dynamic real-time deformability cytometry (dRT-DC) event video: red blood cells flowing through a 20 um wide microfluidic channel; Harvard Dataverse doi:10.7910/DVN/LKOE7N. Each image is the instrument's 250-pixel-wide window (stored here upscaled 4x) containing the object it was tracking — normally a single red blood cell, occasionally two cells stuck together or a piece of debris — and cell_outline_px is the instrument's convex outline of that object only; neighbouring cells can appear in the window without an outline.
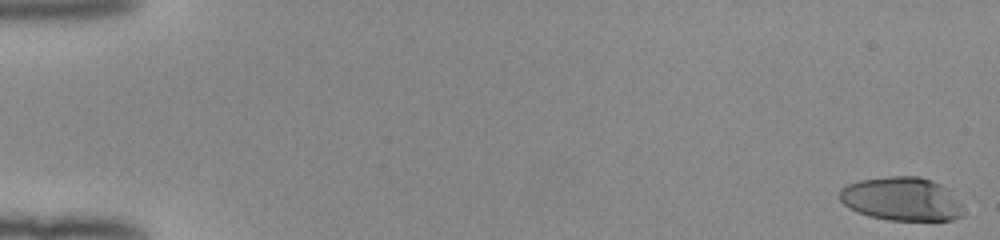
{"species": "human", "species_latin": "Homo sapiens", "temperature_condition": "room temperature", "stored_images_in_passage": 53, "camera_frame_rate_fps": 3000, "um_per_image_px": 0.085, "donor": {"sex": "female"}, "frame": {"image": 1, "passage_image": 1, "time_ms": 0.0, "image_size_px": [1000, 240], "cell_outline_px": [[964, 216], [952, 220], [888, 220], [868, 216], [856, 212], [848, 208], [840, 200], [840, 188], [848, 184], [860, 180], [888, 176], [920, 176], [932, 180], [948, 188], [960, 204], [964, 212]], "centroid_in_image_um": [76.63, 16.91], "position_along_channel_um": 8.4, "area_um2": 31.67}}
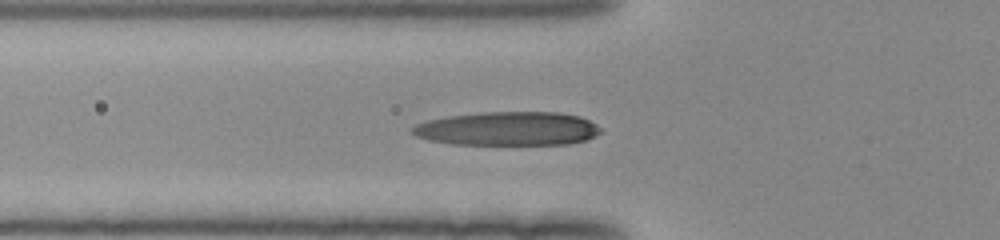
{"frame": {"image": 2, "passage_image": 20, "time_ms": 6.333, "image_size_px": [1000, 240], "cell_outline_px": [[604, 132], [588, 140], [568, 144], [452, 144], [428, 140], [416, 136], [412, 132], [412, 128], [416, 124], [428, 120], [448, 116], [480, 112], [560, 112], [580, 116], [596, 124]], "centroid_in_image_um": [43.21, 10.93], "position_along_channel_um": 82.6, "area_um2": 37.28}}
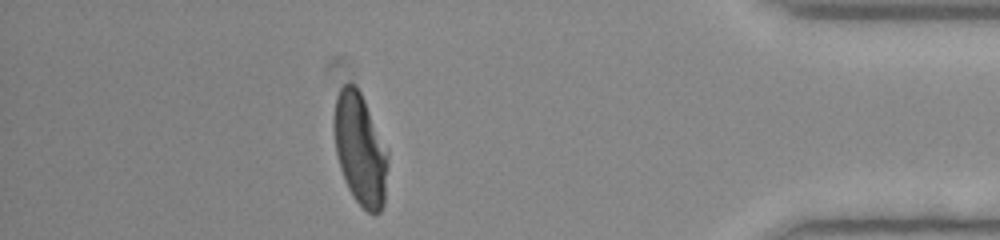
{"frame": {"image": 3, "passage_image": 47, "time_ms": 15.333, "image_size_px": [1000, 240], "cell_outline_px": [[388, 164], [384, 204], [380, 212], [376, 216], [368, 212], [356, 200], [348, 188], [344, 180], [340, 168], [336, 152], [332, 124], [332, 116], [336, 96], [340, 88], [344, 84], [352, 84], [360, 92], [388, 148]], "centroid_in_image_um": [30.61, 12.69], "position_along_channel_um": 404.6, "area_um2": 35.49}, "authors_computed_cell_mechanics": {"area_um2": 35.4892, "velocity_mm_per_s": 4.0047, "shape_relaxation_time_tau1_ms": 5.8744, "shape_relaxation_time_tau2_ms": 1.5052, "deformation_change_tau1": 0.2721, "deformation_change_tau2": 0.0571}}